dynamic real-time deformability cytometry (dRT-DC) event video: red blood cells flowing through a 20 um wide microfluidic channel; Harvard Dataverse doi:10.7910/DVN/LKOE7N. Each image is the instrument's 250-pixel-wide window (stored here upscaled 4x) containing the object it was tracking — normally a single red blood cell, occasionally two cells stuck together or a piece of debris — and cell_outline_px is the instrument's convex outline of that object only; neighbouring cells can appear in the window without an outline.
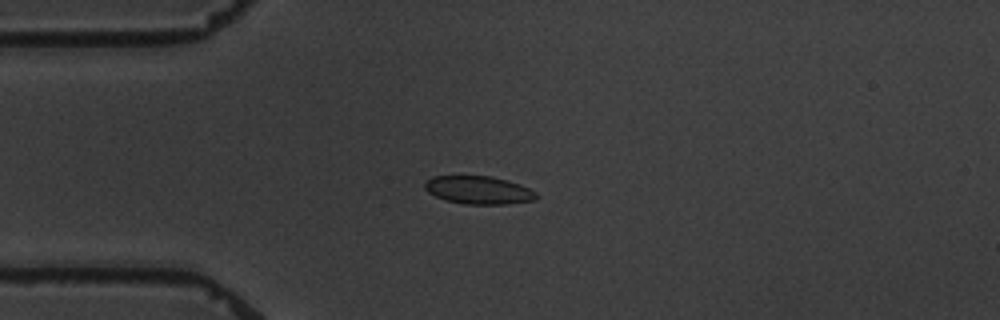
{"species": "common noctule bat (a hibernating species)", "species_latin": "Nyctalus noctula", "temperature_condition": "warm", "stored_images_in_passage": 10, "camera_frame_rate_fps": 3000, "um_per_image_px": 0.085, "animal": {"sex": "male", "body_mass_g": 19.5, "forearm_length_mm": 54.6}, "frame": {"image": 1, "passage_image": 5, "time_ms": 4.667, "image_size_px": [1000, 320], "cell_outline_px": [[536, 200], [508, 204], [464, 204], [444, 200], [428, 192], [424, 188], [424, 184], [432, 176], [492, 176], [508, 180], [520, 184], [536, 192]], "centroid_in_image_um": [40.68, 16.16], "position_along_channel_um": 44.3, "area_um2": 18.26}}
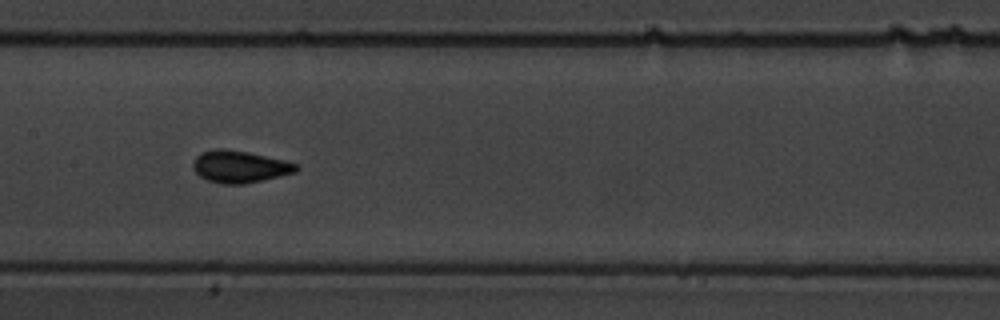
{"frame": {"image": 2, "passage_image": 9, "time_ms": 9.333, "image_size_px": [1000, 320], "cell_outline_px": [[300, 168], [296, 172], [244, 184], [220, 184], [208, 180], [200, 176], [192, 168], [192, 164], [196, 156], [200, 152], [216, 148], [224, 148], [248, 152], [284, 160], [296, 164]], "centroid_in_image_um": [20.34, 14.16], "position_along_channel_um": 187.1, "area_um2": 19.31}}
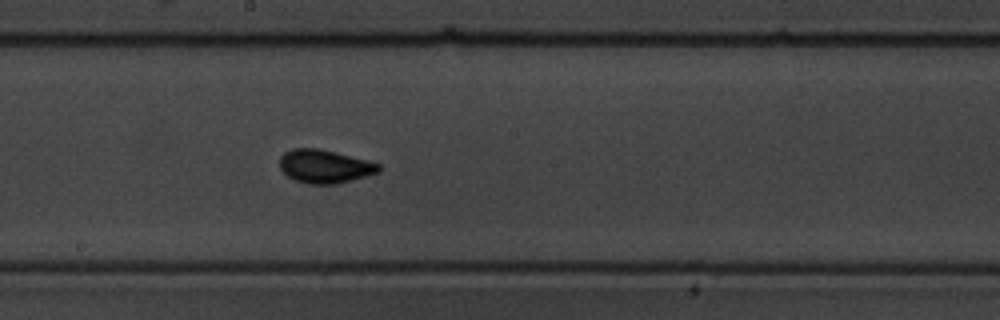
{"frame": {"image": 3, "passage_image": 10, "time_ms": 10.333, "image_size_px": [1000, 320], "cell_outline_px": [[380, 172], [352, 180], [336, 184], [308, 184], [296, 180], [288, 176], [280, 168], [280, 156], [284, 152], [292, 148], [316, 148], [336, 152], [368, 160], [380, 164]], "centroid_in_image_um": [27.61, 14.14], "position_along_channel_um": 220.6, "area_um2": 19.31}}